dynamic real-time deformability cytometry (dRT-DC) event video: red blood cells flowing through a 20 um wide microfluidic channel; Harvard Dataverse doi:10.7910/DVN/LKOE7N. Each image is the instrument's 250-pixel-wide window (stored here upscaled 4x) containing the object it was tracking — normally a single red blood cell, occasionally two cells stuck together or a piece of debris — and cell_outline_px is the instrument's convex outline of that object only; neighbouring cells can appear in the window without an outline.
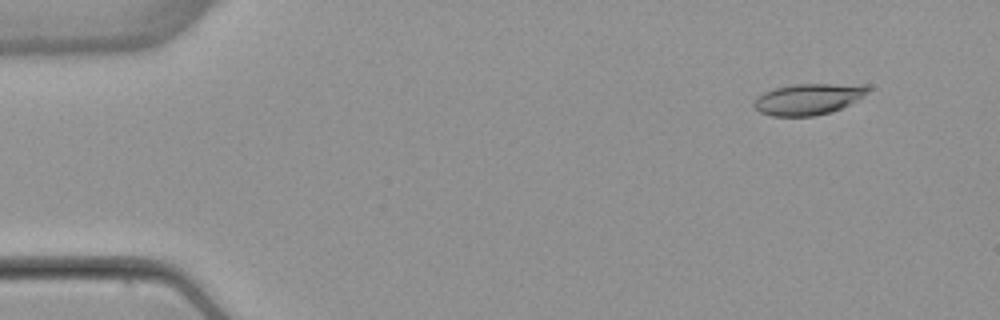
{"species": "common noctule bat (a hibernating species)", "species_latin": "Nyctalus noctula", "temperature_condition": "warm", "stored_images_in_passage": 50, "camera_frame_rate_fps": 3000, "um_per_image_px": 0.085, "animal": {"sex": "female", "body_mass_g": 22.7, "forearm_length_mm": 54.2}, "frame": {"image": 1, "passage_image": 2, "time_ms": 0.333, "image_size_px": [1000, 320], "cell_outline_px": [[872, 88], [868, 92], [848, 104], [832, 112], [812, 116], [772, 116], [760, 112], [752, 104], [756, 96], [764, 92], [776, 88], [796, 84], [868, 84]], "centroid_in_image_um": [68.7, 8.41], "position_along_channel_um": 16.3, "area_um2": 20.63}}
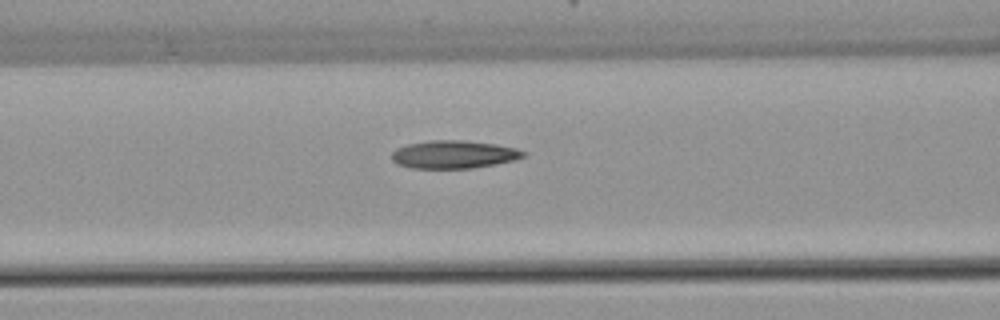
{"frame": {"image": 2, "passage_image": 19, "time_ms": 6.0, "image_size_px": [1000, 320], "cell_outline_px": [[528, 156], [516, 160], [496, 164], [472, 168], [412, 168], [396, 164], [392, 160], [392, 152], [396, 148], [408, 144], [432, 140], [464, 140], [496, 144], [516, 148], [528, 152]], "centroid_in_image_um": [38.62, 13.13], "position_along_channel_um": 128.0, "area_um2": 21.68}}
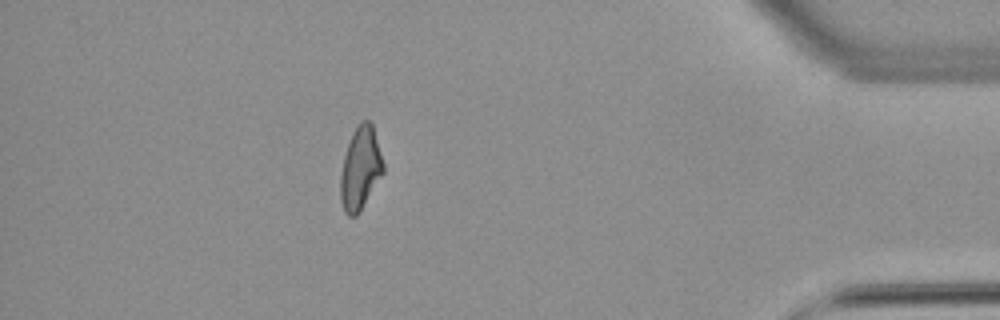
{"frame": {"image": 3, "passage_image": 44, "time_ms": 14.333, "image_size_px": [1000, 320], "cell_outline_px": [[384, 172], [360, 212], [356, 216], [348, 216], [344, 212], [340, 200], [340, 176], [344, 156], [352, 132], [360, 120], [368, 120], [372, 124], [384, 164]], "centroid_in_image_um": [30.62, 14.33], "position_along_channel_um": 404.6, "area_um2": 20.75}, "authors_computed_cell_mechanics": {"area_um2": 20.8369, "velocity_mm_per_s": 3.8891, "shape_relaxation_time_tau1_ms": 7.6264, "shape_relaxation_time_tau2_ms": 4.1415, "deformation_change_tau1": 0.2416, "deformation_change_tau2": 0.1342}}